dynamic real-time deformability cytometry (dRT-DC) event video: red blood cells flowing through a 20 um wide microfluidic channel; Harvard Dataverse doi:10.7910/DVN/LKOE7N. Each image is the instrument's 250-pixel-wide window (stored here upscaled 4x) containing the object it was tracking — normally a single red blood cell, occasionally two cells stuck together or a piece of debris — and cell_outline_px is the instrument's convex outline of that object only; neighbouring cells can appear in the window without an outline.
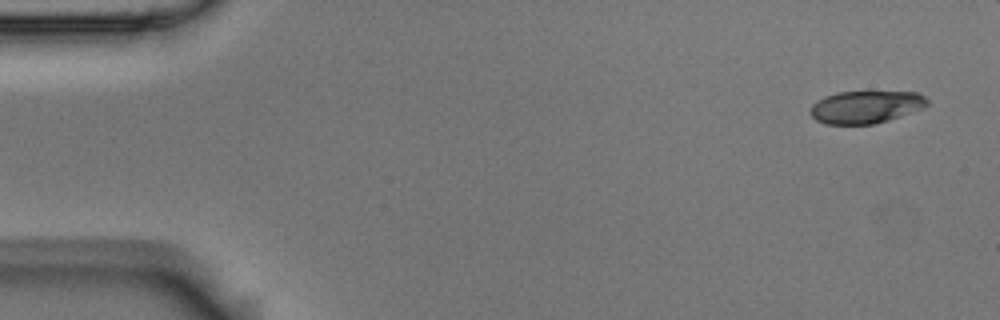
{"species": "Egyptian fruit bat (a non-hibernating species)", "species_latin": "Rousettus aegyptiacus", "temperature_condition": "room temperature", "stored_images_in_passage": 5, "camera_frame_rate_fps": 3000, "um_per_image_px": 0.085, "animal": {"sex": "male"}, "frame": {"image": 1, "passage_image": 1, "time_ms": 0.0, "image_size_px": [1000, 320], "cell_outline_px": [[928, 104], [924, 108], [888, 120], [872, 124], [824, 124], [816, 120], [808, 112], [812, 104], [824, 96], [836, 92], [916, 92], [924, 96], [928, 100]], "centroid_in_image_um": [73.56, 9.09], "position_along_channel_um": 11.4, "area_um2": 22.2}}